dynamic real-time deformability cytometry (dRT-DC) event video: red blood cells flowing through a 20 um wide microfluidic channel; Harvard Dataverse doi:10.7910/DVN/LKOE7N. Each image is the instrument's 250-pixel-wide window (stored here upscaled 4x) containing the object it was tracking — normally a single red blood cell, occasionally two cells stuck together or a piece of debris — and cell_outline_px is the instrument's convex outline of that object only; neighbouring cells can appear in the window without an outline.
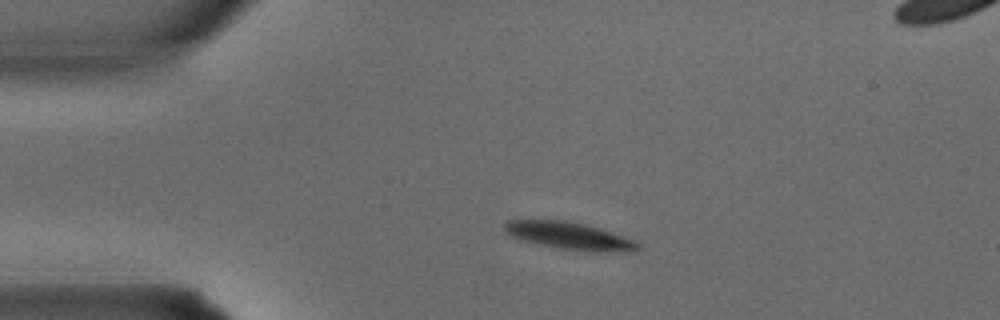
{"species": "common noctule bat (a hibernating species)", "species_latin": "Nyctalus noctula", "temperature_condition": "warm", "stored_images_in_passage": 4, "camera_frame_rate_fps": 3000, "um_per_image_px": 0.085, "animal": {"sex": "male", "body_mass_g": 15.6}, "frame": {"image": 1, "passage_image": 3, "time_ms": 0.667, "image_size_px": [1000, 320], "cell_outline_px": [[640, 248], [632, 252], [560, 248], [540, 244], [524, 240], [512, 236], [504, 232], [504, 224], [508, 220], [564, 220], [600, 228], [636, 240], [640, 244]], "centroid_in_image_um": [48.41, 20.02], "position_along_channel_um": 36.6, "area_um2": 20.63}}